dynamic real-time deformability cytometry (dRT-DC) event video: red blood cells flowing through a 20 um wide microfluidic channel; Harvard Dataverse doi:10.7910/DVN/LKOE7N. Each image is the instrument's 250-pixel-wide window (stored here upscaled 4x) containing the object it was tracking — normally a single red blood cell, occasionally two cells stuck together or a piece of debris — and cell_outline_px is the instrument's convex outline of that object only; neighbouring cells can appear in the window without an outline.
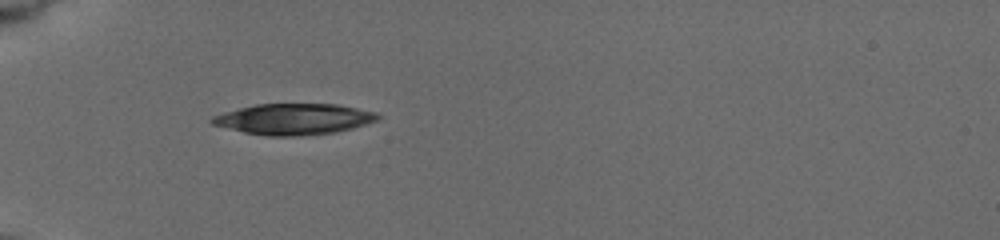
{"species": "common noctule bat (a hibernating species)", "species_latin": "Nyctalus noctula", "temperature_condition": "cold", "stored_images_in_passage": 43, "camera_frame_rate_fps": 3000, "um_per_image_px": 0.085, "animal": {"sex": "female", "body_mass_g": 19.5, "forearm_length_mm": 54.1}, "frame": {"image": 1, "passage_image": 1, "time_ms": 0.0, "image_size_px": [1000, 240], "cell_outline_px": [[384, 116], [376, 120], [352, 128], [336, 132], [304, 136], [268, 136], [244, 132], [212, 124], [208, 120], [212, 116], [224, 112], [256, 104], [336, 104], [376, 112]], "centroid_in_image_um": [24.98, 10.12], "position_along_channel_um": 60.0, "area_um2": 29.88}}